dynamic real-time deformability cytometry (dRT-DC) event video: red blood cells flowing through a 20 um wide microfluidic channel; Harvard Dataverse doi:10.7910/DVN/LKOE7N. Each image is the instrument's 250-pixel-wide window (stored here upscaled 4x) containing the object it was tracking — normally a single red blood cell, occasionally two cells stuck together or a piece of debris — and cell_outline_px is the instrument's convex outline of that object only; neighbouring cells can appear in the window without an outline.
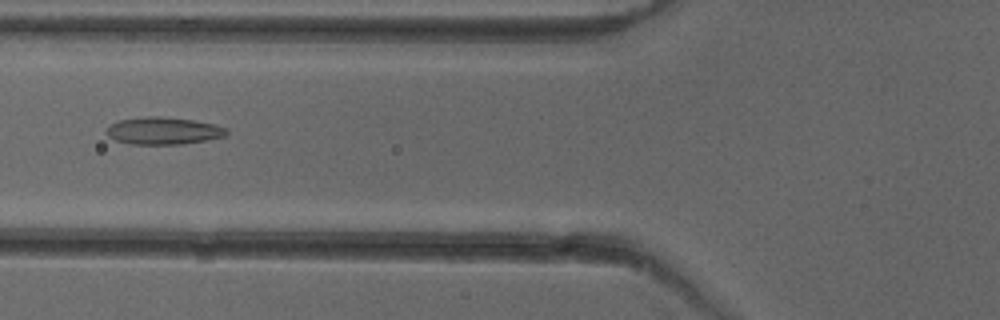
{"species": "common noctule bat (a hibernating species)", "species_latin": "Nyctalus noctula", "temperature_condition": "cold", "stored_images_in_passage": 51, "camera_frame_rate_fps": 3000, "um_per_image_px": 0.085, "animal": {"sex": "female"}, "frame": {"image": 1, "passage_image": 20, "time_ms": 6.333, "image_size_px": [1000, 320], "cell_outline_px": [[228, 136], [184, 144], [132, 144], [116, 140], [108, 136], [104, 132], [112, 124], [120, 120], [148, 116], [160, 116], [192, 120], [216, 124], [228, 128]], "centroid_in_image_um": [13.94, 11.12], "position_along_channel_um": 111.9, "area_um2": 19.13}}
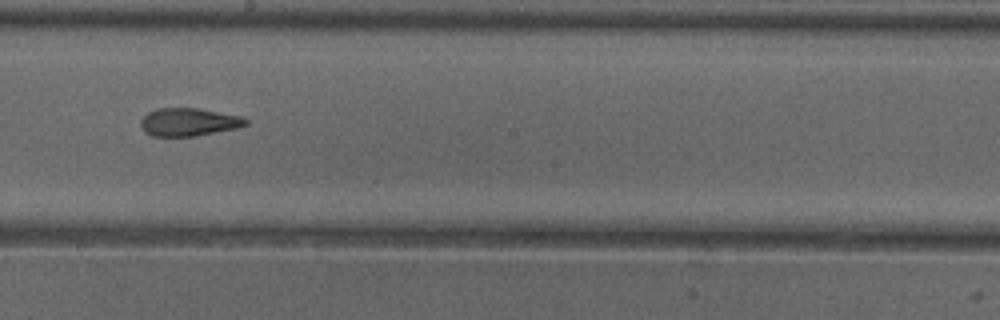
{"frame": {"image": 2, "passage_image": 29, "time_ms": 9.333, "image_size_px": [1000, 320], "cell_outline_px": [[248, 124], [236, 128], [196, 136], [152, 136], [144, 132], [140, 124], [140, 120], [148, 112], [156, 108], [200, 108], [244, 116], [248, 120]], "centroid_in_image_um": [16.05, 10.36], "position_along_channel_um": 232.1, "area_um2": 17.34}}
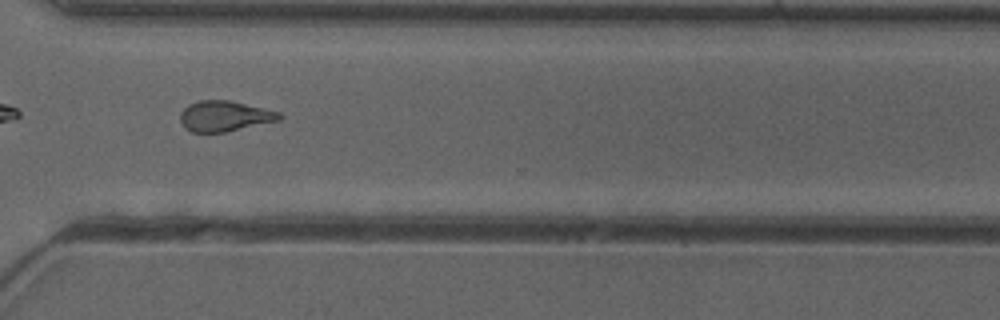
{"frame": {"image": 3, "passage_image": 38, "time_ms": 12.333, "image_size_px": [1000, 320], "cell_outline_px": [[284, 116], [280, 120], [224, 132], [192, 132], [184, 128], [180, 120], [180, 112], [188, 104], [200, 100], [228, 100], [280, 112]], "centroid_in_image_um": [19.07, 9.87], "position_along_channel_um": 351.5, "area_um2": 17.57}, "authors_computed_cell_mechanics": {"area_um2": 18.2648, "velocity_mm_per_s": 3.9877, "shape_relaxation_time_tau1_ms": null, "shape_relaxation_time_tau2_ms": 2.169, "deformation_change_tau1": null, "deformation_change_tau2": 0.1067}}